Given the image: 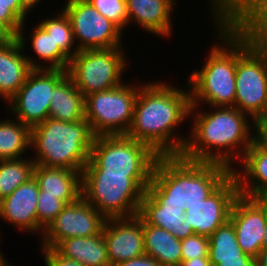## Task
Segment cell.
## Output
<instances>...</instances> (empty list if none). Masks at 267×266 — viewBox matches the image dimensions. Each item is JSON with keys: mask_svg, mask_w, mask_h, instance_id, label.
Instances as JSON below:
<instances>
[{"mask_svg": "<svg viewBox=\"0 0 267 266\" xmlns=\"http://www.w3.org/2000/svg\"><path fill=\"white\" fill-rule=\"evenodd\" d=\"M184 88L187 90L159 80L146 84L143 82L138 90L133 121L126 136L148 145L159 156L181 155L188 137L174 133L190 117L191 94L188 83Z\"/></svg>", "mask_w": 267, "mask_h": 266, "instance_id": "1", "label": "cell"}, {"mask_svg": "<svg viewBox=\"0 0 267 266\" xmlns=\"http://www.w3.org/2000/svg\"><path fill=\"white\" fill-rule=\"evenodd\" d=\"M198 109L191 105L193 126L181 156L195 162L220 163L233 170L234 161H241L255 140V133L251 132L255 125L236 107L211 106V112Z\"/></svg>", "mask_w": 267, "mask_h": 266, "instance_id": "2", "label": "cell"}, {"mask_svg": "<svg viewBox=\"0 0 267 266\" xmlns=\"http://www.w3.org/2000/svg\"><path fill=\"white\" fill-rule=\"evenodd\" d=\"M220 163L195 162L181 155L159 156L146 193L155 202L180 204L186 211L190 203L202 202L230 175Z\"/></svg>", "mask_w": 267, "mask_h": 266, "instance_id": "3", "label": "cell"}, {"mask_svg": "<svg viewBox=\"0 0 267 266\" xmlns=\"http://www.w3.org/2000/svg\"><path fill=\"white\" fill-rule=\"evenodd\" d=\"M212 16L221 42L210 48L204 66L193 71L186 82L190 88L191 105L201 108L200 104L205 103L212 107H234L238 34L215 13Z\"/></svg>", "mask_w": 267, "mask_h": 266, "instance_id": "4", "label": "cell"}, {"mask_svg": "<svg viewBox=\"0 0 267 266\" xmlns=\"http://www.w3.org/2000/svg\"><path fill=\"white\" fill-rule=\"evenodd\" d=\"M94 135L86 120L64 122L48 118L31 127L35 165L80 171L90 159Z\"/></svg>", "mask_w": 267, "mask_h": 266, "instance_id": "5", "label": "cell"}, {"mask_svg": "<svg viewBox=\"0 0 267 266\" xmlns=\"http://www.w3.org/2000/svg\"><path fill=\"white\" fill-rule=\"evenodd\" d=\"M152 174H82L81 196L106 219L139 213Z\"/></svg>", "mask_w": 267, "mask_h": 266, "instance_id": "6", "label": "cell"}, {"mask_svg": "<svg viewBox=\"0 0 267 266\" xmlns=\"http://www.w3.org/2000/svg\"><path fill=\"white\" fill-rule=\"evenodd\" d=\"M235 87L234 107L255 125L267 105V45L257 38L238 34Z\"/></svg>", "mask_w": 267, "mask_h": 266, "instance_id": "7", "label": "cell"}, {"mask_svg": "<svg viewBox=\"0 0 267 266\" xmlns=\"http://www.w3.org/2000/svg\"><path fill=\"white\" fill-rule=\"evenodd\" d=\"M158 157L126 135L96 136L82 174H152Z\"/></svg>", "mask_w": 267, "mask_h": 266, "instance_id": "8", "label": "cell"}, {"mask_svg": "<svg viewBox=\"0 0 267 266\" xmlns=\"http://www.w3.org/2000/svg\"><path fill=\"white\" fill-rule=\"evenodd\" d=\"M125 82L85 96V120L93 135H126L133 121L134 104L142 86Z\"/></svg>", "mask_w": 267, "mask_h": 266, "instance_id": "9", "label": "cell"}, {"mask_svg": "<svg viewBox=\"0 0 267 266\" xmlns=\"http://www.w3.org/2000/svg\"><path fill=\"white\" fill-rule=\"evenodd\" d=\"M123 52L122 47L79 51L70 59L68 76L84 97L119 86L129 66Z\"/></svg>", "mask_w": 267, "mask_h": 266, "instance_id": "10", "label": "cell"}, {"mask_svg": "<svg viewBox=\"0 0 267 266\" xmlns=\"http://www.w3.org/2000/svg\"><path fill=\"white\" fill-rule=\"evenodd\" d=\"M67 75V70L62 69H33L24 85L8 100L10 114L30 127L48 119L53 90Z\"/></svg>", "mask_w": 267, "mask_h": 266, "instance_id": "11", "label": "cell"}, {"mask_svg": "<svg viewBox=\"0 0 267 266\" xmlns=\"http://www.w3.org/2000/svg\"><path fill=\"white\" fill-rule=\"evenodd\" d=\"M68 15L79 51L122 47L123 31L88 0H66Z\"/></svg>", "mask_w": 267, "mask_h": 266, "instance_id": "12", "label": "cell"}, {"mask_svg": "<svg viewBox=\"0 0 267 266\" xmlns=\"http://www.w3.org/2000/svg\"><path fill=\"white\" fill-rule=\"evenodd\" d=\"M106 218L82 196L69 203L44 230L42 248H55L70 237H90L100 234Z\"/></svg>", "mask_w": 267, "mask_h": 266, "instance_id": "13", "label": "cell"}, {"mask_svg": "<svg viewBox=\"0 0 267 266\" xmlns=\"http://www.w3.org/2000/svg\"><path fill=\"white\" fill-rule=\"evenodd\" d=\"M238 196L237 180L231 174L205 200L190 203L186 207L184 220L192 227L195 234L209 237L229 220L232 205Z\"/></svg>", "mask_w": 267, "mask_h": 266, "instance_id": "14", "label": "cell"}, {"mask_svg": "<svg viewBox=\"0 0 267 266\" xmlns=\"http://www.w3.org/2000/svg\"><path fill=\"white\" fill-rule=\"evenodd\" d=\"M229 220L234 226L242 251L256 259L264 242L267 200L239 195L231 208Z\"/></svg>", "mask_w": 267, "mask_h": 266, "instance_id": "15", "label": "cell"}, {"mask_svg": "<svg viewBox=\"0 0 267 266\" xmlns=\"http://www.w3.org/2000/svg\"><path fill=\"white\" fill-rule=\"evenodd\" d=\"M24 24L20 28L17 38L13 41L0 44V97L8 102L24 85L28 74L33 69H45V65L35 62L33 57L25 55L26 42Z\"/></svg>", "mask_w": 267, "mask_h": 266, "instance_id": "16", "label": "cell"}, {"mask_svg": "<svg viewBox=\"0 0 267 266\" xmlns=\"http://www.w3.org/2000/svg\"><path fill=\"white\" fill-rule=\"evenodd\" d=\"M111 266L145 255L142 218H108L103 227Z\"/></svg>", "mask_w": 267, "mask_h": 266, "instance_id": "17", "label": "cell"}, {"mask_svg": "<svg viewBox=\"0 0 267 266\" xmlns=\"http://www.w3.org/2000/svg\"><path fill=\"white\" fill-rule=\"evenodd\" d=\"M214 13L239 35L257 38L267 28V0H214Z\"/></svg>", "mask_w": 267, "mask_h": 266, "instance_id": "18", "label": "cell"}, {"mask_svg": "<svg viewBox=\"0 0 267 266\" xmlns=\"http://www.w3.org/2000/svg\"><path fill=\"white\" fill-rule=\"evenodd\" d=\"M39 185L34 177L0 200V218L24 232L37 234Z\"/></svg>", "mask_w": 267, "mask_h": 266, "instance_id": "19", "label": "cell"}, {"mask_svg": "<svg viewBox=\"0 0 267 266\" xmlns=\"http://www.w3.org/2000/svg\"><path fill=\"white\" fill-rule=\"evenodd\" d=\"M240 164L241 171L238 172L237 168L232 170L237 180L239 195L267 200V150L254 140Z\"/></svg>", "mask_w": 267, "mask_h": 266, "instance_id": "20", "label": "cell"}, {"mask_svg": "<svg viewBox=\"0 0 267 266\" xmlns=\"http://www.w3.org/2000/svg\"><path fill=\"white\" fill-rule=\"evenodd\" d=\"M174 0H126L128 22H135L143 31L161 37L172 33Z\"/></svg>", "mask_w": 267, "mask_h": 266, "instance_id": "21", "label": "cell"}, {"mask_svg": "<svg viewBox=\"0 0 267 266\" xmlns=\"http://www.w3.org/2000/svg\"><path fill=\"white\" fill-rule=\"evenodd\" d=\"M180 204L155 202L146 192L141 200L138 215L147 223L165 229L176 238L182 240L194 235L191 226H188L185 211Z\"/></svg>", "mask_w": 267, "mask_h": 266, "instance_id": "22", "label": "cell"}, {"mask_svg": "<svg viewBox=\"0 0 267 266\" xmlns=\"http://www.w3.org/2000/svg\"><path fill=\"white\" fill-rule=\"evenodd\" d=\"M33 177L44 195L57 196V199L66 204L81 197L82 173L80 171L35 165Z\"/></svg>", "mask_w": 267, "mask_h": 266, "instance_id": "23", "label": "cell"}, {"mask_svg": "<svg viewBox=\"0 0 267 266\" xmlns=\"http://www.w3.org/2000/svg\"><path fill=\"white\" fill-rule=\"evenodd\" d=\"M67 259L79 261L84 266H111L103 232L90 237H70L54 248Z\"/></svg>", "mask_w": 267, "mask_h": 266, "instance_id": "24", "label": "cell"}, {"mask_svg": "<svg viewBox=\"0 0 267 266\" xmlns=\"http://www.w3.org/2000/svg\"><path fill=\"white\" fill-rule=\"evenodd\" d=\"M85 97L67 75L53 90L49 118L64 122L85 120Z\"/></svg>", "mask_w": 267, "mask_h": 266, "instance_id": "25", "label": "cell"}, {"mask_svg": "<svg viewBox=\"0 0 267 266\" xmlns=\"http://www.w3.org/2000/svg\"><path fill=\"white\" fill-rule=\"evenodd\" d=\"M145 254L162 266H180L182 262L181 240L163 228L147 224L142 219Z\"/></svg>", "mask_w": 267, "mask_h": 266, "instance_id": "26", "label": "cell"}, {"mask_svg": "<svg viewBox=\"0 0 267 266\" xmlns=\"http://www.w3.org/2000/svg\"><path fill=\"white\" fill-rule=\"evenodd\" d=\"M28 148L31 149V127L13 117L9 120L2 119L0 121V160L23 158Z\"/></svg>", "mask_w": 267, "mask_h": 266, "instance_id": "27", "label": "cell"}, {"mask_svg": "<svg viewBox=\"0 0 267 266\" xmlns=\"http://www.w3.org/2000/svg\"><path fill=\"white\" fill-rule=\"evenodd\" d=\"M208 238V256L212 266L220 263V260L253 258L245 254L238 245L236 232L230 220L217 228Z\"/></svg>", "mask_w": 267, "mask_h": 266, "instance_id": "28", "label": "cell"}, {"mask_svg": "<svg viewBox=\"0 0 267 266\" xmlns=\"http://www.w3.org/2000/svg\"><path fill=\"white\" fill-rule=\"evenodd\" d=\"M32 157L0 160V200L8 197L20 185L33 177Z\"/></svg>", "mask_w": 267, "mask_h": 266, "instance_id": "29", "label": "cell"}, {"mask_svg": "<svg viewBox=\"0 0 267 266\" xmlns=\"http://www.w3.org/2000/svg\"><path fill=\"white\" fill-rule=\"evenodd\" d=\"M31 47L39 59L49 63L45 69L67 70L70 59L59 49L57 44L39 23L33 28L31 33Z\"/></svg>", "mask_w": 267, "mask_h": 266, "instance_id": "30", "label": "cell"}, {"mask_svg": "<svg viewBox=\"0 0 267 266\" xmlns=\"http://www.w3.org/2000/svg\"><path fill=\"white\" fill-rule=\"evenodd\" d=\"M56 17H49L39 22V24L51 34L52 39L57 44L59 49L71 59L77 52L78 47H73L75 43L72 25L68 15L62 9L61 13Z\"/></svg>", "mask_w": 267, "mask_h": 266, "instance_id": "31", "label": "cell"}, {"mask_svg": "<svg viewBox=\"0 0 267 266\" xmlns=\"http://www.w3.org/2000/svg\"><path fill=\"white\" fill-rule=\"evenodd\" d=\"M37 198V234L42 237L44 230L67 204L57 196L44 195L43 191H39Z\"/></svg>", "mask_w": 267, "mask_h": 266, "instance_id": "32", "label": "cell"}, {"mask_svg": "<svg viewBox=\"0 0 267 266\" xmlns=\"http://www.w3.org/2000/svg\"><path fill=\"white\" fill-rule=\"evenodd\" d=\"M97 11L115 23L122 31L127 26L126 0H88Z\"/></svg>", "mask_w": 267, "mask_h": 266, "instance_id": "33", "label": "cell"}, {"mask_svg": "<svg viewBox=\"0 0 267 266\" xmlns=\"http://www.w3.org/2000/svg\"><path fill=\"white\" fill-rule=\"evenodd\" d=\"M28 14L30 13L22 6L20 0H0V20L16 35L27 20Z\"/></svg>", "mask_w": 267, "mask_h": 266, "instance_id": "34", "label": "cell"}, {"mask_svg": "<svg viewBox=\"0 0 267 266\" xmlns=\"http://www.w3.org/2000/svg\"><path fill=\"white\" fill-rule=\"evenodd\" d=\"M182 260H191L199 257H209V238L194 234L181 240Z\"/></svg>", "mask_w": 267, "mask_h": 266, "instance_id": "35", "label": "cell"}, {"mask_svg": "<svg viewBox=\"0 0 267 266\" xmlns=\"http://www.w3.org/2000/svg\"><path fill=\"white\" fill-rule=\"evenodd\" d=\"M41 249L46 266H84L79 261L63 257L54 248Z\"/></svg>", "mask_w": 267, "mask_h": 266, "instance_id": "36", "label": "cell"}, {"mask_svg": "<svg viewBox=\"0 0 267 266\" xmlns=\"http://www.w3.org/2000/svg\"><path fill=\"white\" fill-rule=\"evenodd\" d=\"M114 266H162L156 259L149 255H143L134 259L120 262Z\"/></svg>", "mask_w": 267, "mask_h": 266, "instance_id": "37", "label": "cell"}, {"mask_svg": "<svg viewBox=\"0 0 267 266\" xmlns=\"http://www.w3.org/2000/svg\"><path fill=\"white\" fill-rule=\"evenodd\" d=\"M255 140L267 150V123H255Z\"/></svg>", "mask_w": 267, "mask_h": 266, "instance_id": "38", "label": "cell"}, {"mask_svg": "<svg viewBox=\"0 0 267 266\" xmlns=\"http://www.w3.org/2000/svg\"><path fill=\"white\" fill-rule=\"evenodd\" d=\"M214 266H256V259L241 258V260H220V263Z\"/></svg>", "mask_w": 267, "mask_h": 266, "instance_id": "39", "label": "cell"}, {"mask_svg": "<svg viewBox=\"0 0 267 266\" xmlns=\"http://www.w3.org/2000/svg\"><path fill=\"white\" fill-rule=\"evenodd\" d=\"M17 38V35L0 20V44L13 41Z\"/></svg>", "mask_w": 267, "mask_h": 266, "instance_id": "40", "label": "cell"}, {"mask_svg": "<svg viewBox=\"0 0 267 266\" xmlns=\"http://www.w3.org/2000/svg\"><path fill=\"white\" fill-rule=\"evenodd\" d=\"M180 266H212V264L209 257H199L191 260H182Z\"/></svg>", "mask_w": 267, "mask_h": 266, "instance_id": "41", "label": "cell"}, {"mask_svg": "<svg viewBox=\"0 0 267 266\" xmlns=\"http://www.w3.org/2000/svg\"><path fill=\"white\" fill-rule=\"evenodd\" d=\"M256 266H267V249H261L256 258Z\"/></svg>", "mask_w": 267, "mask_h": 266, "instance_id": "42", "label": "cell"}, {"mask_svg": "<svg viewBox=\"0 0 267 266\" xmlns=\"http://www.w3.org/2000/svg\"><path fill=\"white\" fill-rule=\"evenodd\" d=\"M42 0H20L22 6L30 13V10L33 9V7H36L35 4H39V2Z\"/></svg>", "mask_w": 267, "mask_h": 266, "instance_id": "43", "label": "cell"}, {"mask_svg": "<svg viewBox=\"0 0 267 266\" xmlns=\"http://www.w3.org/2000/svg\"><path fill=\"white\" fill-rule=\"evenodd\" d=\"M257 39L267 45V28L257 37Z\"/></svg>", "mask_w": 267, "mask_h": 266, "instance_id": "44", "label": "cell"}, {"mask_svg": "<svg viewBox=\"0 0 267 266\" xmlns=\"http://www.w3.org/2000/svg\"><path fill=\"white\" fill-rule=\"evenodd\" d=\"M255 123H267V105L263 111L262 116Z\"/></svg>", "mask_w": 267, "mask_h": 266, "instance_id": "45", "label": "cell"}, {"mask_svg": "<svg viewBox=\"0 0 267 266\" xmlns=\"http://www.w3.org/2000/svg\"><path fill=\"white\" fill-rule=\"evenodd\" d=\"M265 236H264V242L262 245V249H267V223L265 225V232H264Z\"/></svg>", "mask_w": 267, "mask_h": 266, "instance_id": "46", "label": "cell"}, {"mask_svg": "<svg viewBox=\"0 0 267 266\" xmlns=\"http://www.w3.org/2000/svg\"><path fill=\"white\" fill-rule=\"evenodd\" d=\"M210 5H211V7H209L211 8L210 11H212L211 13H214V0H211Z\"/></svg>", "mask_w": 267, "mask_h": 266, "instance_id": "47", "label": "cell"}, {"mask_svg": "<svg viewBox=\"0 0 267 266\" xmlns=\"http://www.w3.org/2000/svg\"><path fill=\"white\" fill-rule=\"evenodd\" d=\"M7 260H5V261H3L1 264H0V266H10L8 263L9 262H6Z\"/></svg>", "mask_w": 267, "mask_h": 266, "instance_id": "48", "label": "cell"}, {"mask_svg": "<svg viewBox=\"0 0 267 266\" xmlns=\"http://www.w3.org/2000/svg\"><path fill=\"white\" fill-rule=\"evenodd\" d=\"M1 252V251H0ZM6 259L3 258L2 252L0 253V264L5 261Z\"/></svg>", "mask_w": 267, "mask_h": 266, "instance_id": "49", "label": "cell"}]
</instances>
